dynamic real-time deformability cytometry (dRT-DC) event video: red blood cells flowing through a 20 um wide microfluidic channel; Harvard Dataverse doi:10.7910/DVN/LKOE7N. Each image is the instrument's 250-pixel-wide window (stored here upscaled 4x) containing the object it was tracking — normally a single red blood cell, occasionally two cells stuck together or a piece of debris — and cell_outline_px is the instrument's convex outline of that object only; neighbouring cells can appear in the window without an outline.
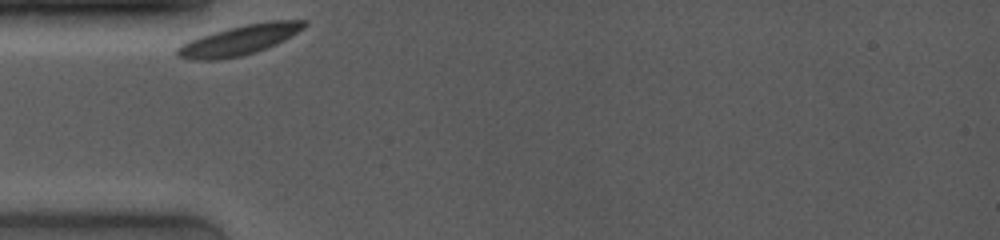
{"species": "common noctule bat (a hibernating species)", "species_latin": "Nyctalus noctula", "temperature_condition": "room temperature", "stored_images_in_passage": 6, "camera_frame_rate_fps": 4000, "um_per_image_px": 0.085, "animal": {"sex": "female", "body_mass_g": 19.0, "forearm_length_mm": 53.3}, "frame": {"image": 1, "passage_image": 1, "time_ms": 0.0, "image_size_px": [1000, 240], "cell_outline_px": [[308, 24], [304, 28], [284, 40], [276, 44], [256, 52], [240, 56], [220, 60], [188, 60], [176, 56], [176, 48], [188, 40], [212, 32], [244, 24], [268, 20], [308, 20]], "centroid_in_image_um": [20.33, 3.4], "position_along_channel_um": 64.7, "area_um2": 22.43}}
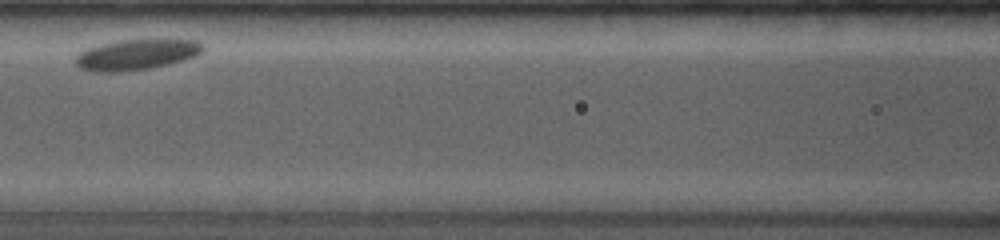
{"frame": {"image": 2, "passage_image": 5, "time_ms": 2.75, "image_size_px": [1000, 240], "cell_outline_px": [[204, 48], [196, 56], [168, 64], [148, 68], [116, 72], [100, 72], [80, 68], [76, 64], [76, 56], [80, 52], [88, 48], [120, 40], [196, 40], [204, 44]], "centroid_in_image_um": [11.61, 4.64], "position_along_channel_um": 155.0, "area_um2": 22.2}}